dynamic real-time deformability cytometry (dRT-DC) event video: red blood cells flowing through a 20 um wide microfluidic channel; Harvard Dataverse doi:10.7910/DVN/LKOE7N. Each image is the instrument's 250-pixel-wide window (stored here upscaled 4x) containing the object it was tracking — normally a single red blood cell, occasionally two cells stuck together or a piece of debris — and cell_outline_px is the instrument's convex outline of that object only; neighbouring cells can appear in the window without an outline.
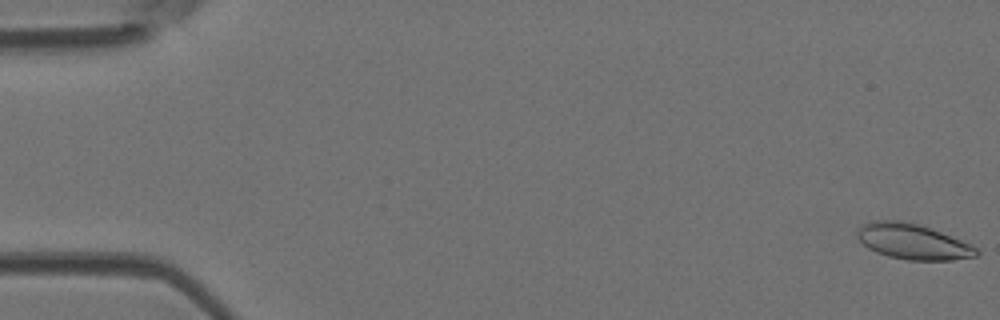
{"species": "Egyptian fruit bat (a non-hibernating species)", "species_latin": "Rousettus aegyptiacus", "temperature_condition": "room temperature", "stored_images_in_passage": 5, "camera_frame_rate_fps": 3000, "um_per_image_px": 0.085, "animal": {"sex": "female"}, "frame": {"image": 1, "passage_image": 1, "time_ms": 0.0, "image_size_px": [1000, 320], "cell_outline_px": [[980, 252], [976, 256], [952, 260], [908, 260], [888, 256], [876, 252], [868, 248], [856, 236], [856, 232], [864, 224], [872, 220], [900, 220], [916, 224], [940, 232], [972, 244]], "centroid_in_image_um": [77.58, 20.54], "position_along_channel_um": 7.4, "area_um2": 24.39}}
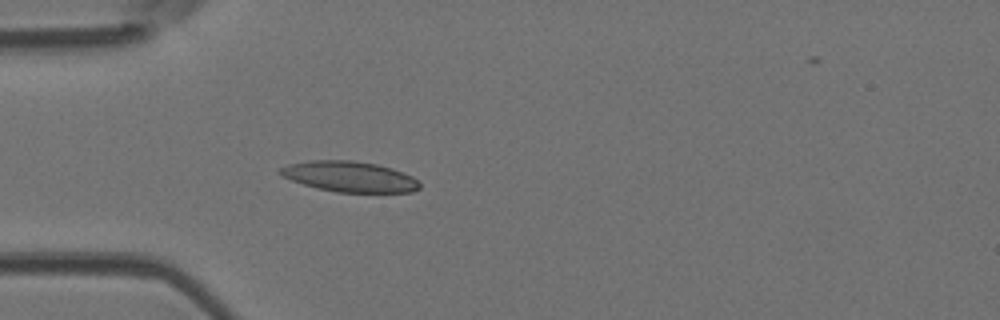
{"frame": {"image": 2, "passage_image": 5, "time_ms": 1.333, "image_size_px": [1000, 320], "cell_outline_px": [[420, 188], [412, 192], [336, 192], [316, 188], [280, 176], [276, 172], [276, 168], [288, 164], [308, 160], [352, 160], [376, 164], [392, 168], [412, 176], [420, 184]], "centroid_in_image_um": [29.64, 15.0], "position_along_channel_um": 55.4, "area_um2": 25.03}}